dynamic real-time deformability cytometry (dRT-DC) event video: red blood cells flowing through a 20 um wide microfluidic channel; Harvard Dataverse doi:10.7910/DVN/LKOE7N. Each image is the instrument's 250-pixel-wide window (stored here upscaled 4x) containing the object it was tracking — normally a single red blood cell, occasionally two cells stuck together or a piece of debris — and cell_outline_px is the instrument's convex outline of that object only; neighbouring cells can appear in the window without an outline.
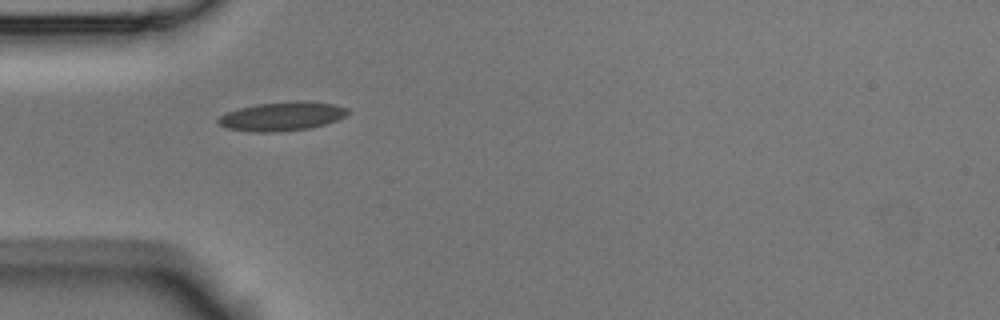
{"species": "Egyptian fruit bat (a non-hibernating species)", "species_latin": "Rousettus aegyptiacus", "temperature_condition": "room temperature", "stored_images_in_passage": 2, "camera_frame_rate_fps": 3000, "um_per_image_px": 0.085, "animal": {"sex": "male"}, "frame": {"image": 1, "passage_image": 1, "time_ms": 0.0, "image_size_px": [1000, 320], "cell_outline_px": [[348, 112], [344, 116], [336, 120], [324, 124], [308, 128], [276, 132], [252, 132], [228, 128], [220, 124], [216, 120], [220, 116], [228, 112], [240, 108], [256, 104], [336, 104], [348, 108]], "centroid_in_image_um": [23.9, 9.94], "position_along_channel_um": 61.1, "area_um2": 20.46}}
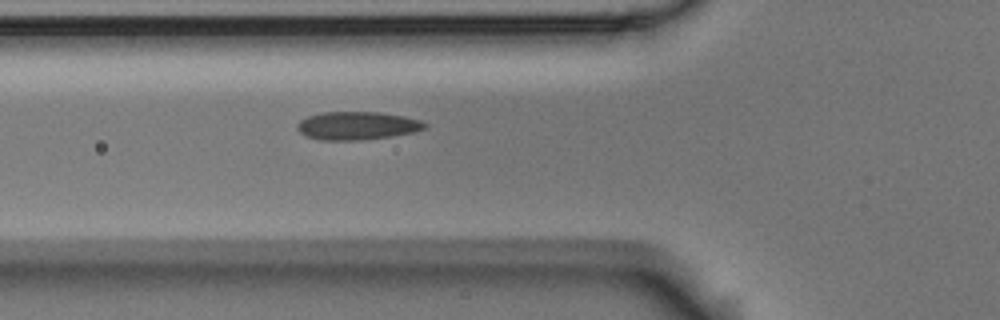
{"frame": {"image": 2, "passage_image": 2, "time_ms": 0.333, "image_size_px": [1000, 320], "cell_outline_px": [[428, 128], [416, 132], [392, 136], [360, 140], [320, 140], [308, 136], [300, 132], [296, 128], [296, 124], [300, 120], [308, 116], [324, 112], [380, 112], [404, 116], [420, 120], [428, 124]], "centroid_in_image_um": [30.4, 10.68], "position_along_channel_um": 95.4, "area_um2": 21.04}}